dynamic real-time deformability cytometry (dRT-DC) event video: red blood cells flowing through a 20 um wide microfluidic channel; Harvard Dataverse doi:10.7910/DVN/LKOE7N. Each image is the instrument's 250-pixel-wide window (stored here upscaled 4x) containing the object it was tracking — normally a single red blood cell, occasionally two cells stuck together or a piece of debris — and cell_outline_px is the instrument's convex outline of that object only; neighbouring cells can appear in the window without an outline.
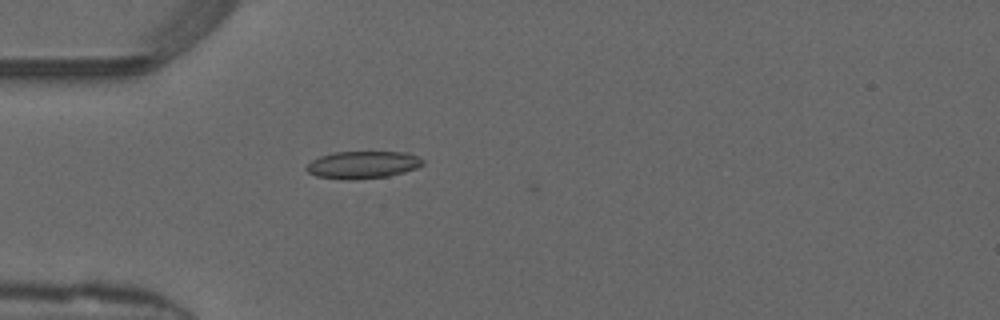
{"species": "common noctule bat (a hibernating species)", "species_latin": "Nyctalus noctula", "temperature_condition": "warm", "stored_images_in_passage": 7, "camera_frame_rate_fps": 3000, "um_per_image_px": 0.085, "animal": {"sex": "male", "forearm_length_mm": 52.5}, "frame": {"image": 1, "passage_image": 4, "time_ms": 1.0, "image_size_px": [1000, 320], "cell_outline_px": [[424, 164], [416, 168], [404, 172], [388, 176], [348, 180], [344, 180], [316, 176], [308, 172], [304, 168], [312, 160], [320, 156], [336, 152], [408, 152], [424, 160]], "centroid_in_image_um": [30.83, 14.01], "position_along_channel_um": 54.2, "area_um2": 18.55}}